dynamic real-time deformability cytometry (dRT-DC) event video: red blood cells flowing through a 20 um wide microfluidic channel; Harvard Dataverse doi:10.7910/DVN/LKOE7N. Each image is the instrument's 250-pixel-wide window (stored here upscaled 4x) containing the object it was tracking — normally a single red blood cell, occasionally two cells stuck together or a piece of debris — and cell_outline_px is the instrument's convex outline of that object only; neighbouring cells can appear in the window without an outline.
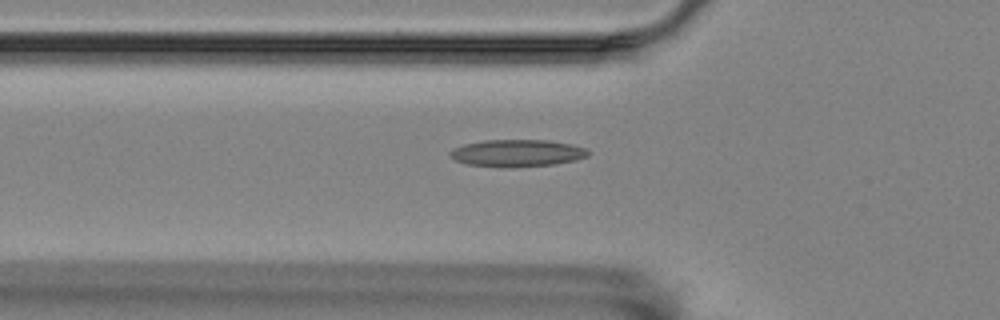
{"species": "Egyptian fruit bat (a non-hibernating species)", "species_latin": "Rousettus aegyptiacus", "temperature_condition": "room temperature", "stored_images_in_passage": 52, "camera_frame_rate_fps": 3000, "um_per_image_px": 0.085, "animal": {"sex": "female"}, "frame": {"image": 1, "passage_image": 16, "time_ms": 5.0, "image_size_px": [1000, 320], "cell_outline_px": [[592, 152], [588, 156], [576, 160], [552, 164], [516, 168], [500, 168], [468, 164], [456, 160], [448, 156], [448, 152], [452, 148], [464, 144], [484, 140], [544, 140], [568, 144], [588, 148]], "centroid_in_image_um": [43.93, 13.03], "position_along_channel_um": 81.9, "area_um2": 22.14}}
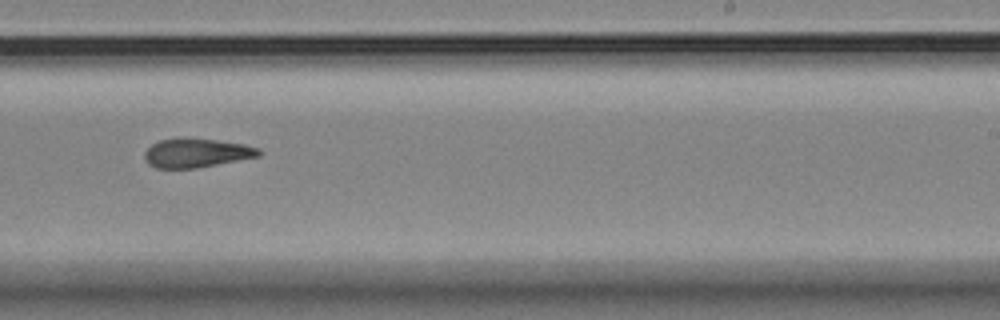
{"frame": {"image": 2, "passage_image": 32, "time_ms": 10.333, "image_size_px": [1000, 320], "cell_outline_px": [[260, 156], [196, 168], [156, 168], [148, 164], [144, 160], [144, 152], [152, 144], [160, 140], [216, 140], [244, 144], [260, 148]], "centroid_in_image_um": [16.7, 13.03], "position_along_channel_um": 272.3, "area_um2": 18.73}}
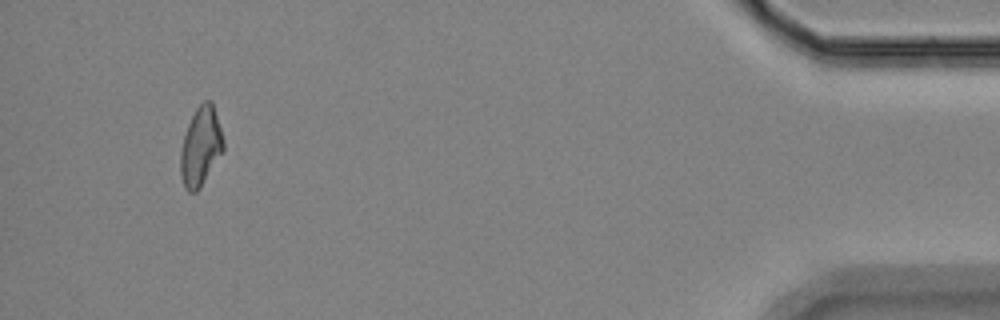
{"frame": {"image": 3, "passage_image": 50, "time_ms": 16.333, "image_size_px": [1000, 320], "cell_outline_px": [[224, 148], [200, 188], [196, 192], [188, 192], [184, 188], [180, 172], [180, 152], [184, 136], [188, 124], [196, 108], [204, 100], [212, 100], [224, 140]], "centroid_in_image_um": [17.05, 12.45], "position_along_channel_um": 418.2, "area_um2": 19.59}}